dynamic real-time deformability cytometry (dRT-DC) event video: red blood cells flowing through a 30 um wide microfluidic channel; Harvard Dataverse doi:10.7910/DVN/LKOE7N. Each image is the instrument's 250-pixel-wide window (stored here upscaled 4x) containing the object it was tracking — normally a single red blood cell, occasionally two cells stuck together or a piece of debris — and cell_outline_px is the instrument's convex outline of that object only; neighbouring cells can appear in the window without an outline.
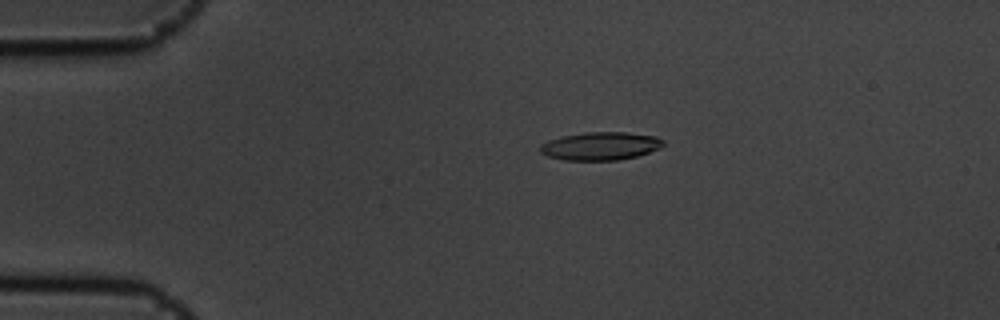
{"species": "common noctule bat (a hibernating species)", "species_latin": "Nyctalus noctula", "temperature_condition": "cold", "stored_images_in_passage": 8, "camera_frame_rate_fps": 3000, "um_per_image_px": 0.085, "animal": {"sex": "male", "body_mass_g": 19.5, "forearm_length_mm": 54.6}, "frame": {"image": 1, "passage_image": 4, "time_ms": 1.0, "image_size_px": [1000, 320], "cell_outline_px": [[664, 144], [660, 148], [636, 156], [616, 160], [564, 160], [548, 156], [540, 152], [540, 144], [548, 140], [560, 136], [584, 132], [624, 132], [656, 136], [664, 140]], "centroid_in_image_um": [51.01, 12.4], "position_along_channel_um": 34.0, "area_um2": 20.17}}
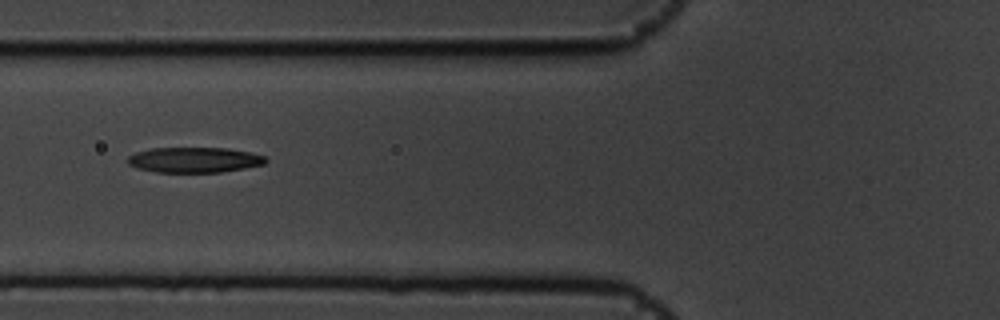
{"frame": {"image": 2, "passage_image": 7, "time_ms": 2.0, "image_size_px": [1000, 320], "cell_outline_px": [[268, 160], [264, 164], [244, 168], [220, 172], [156, 172], [136, 168], [128, 164], [128, 156], [136, 152], [152, 148], [228, 148], [248, 152], [264, 156]], "centroid_in_image_um": [16.49, 13.59], "position_along_channel_um": 109.3, "area_um2": 20.29}}
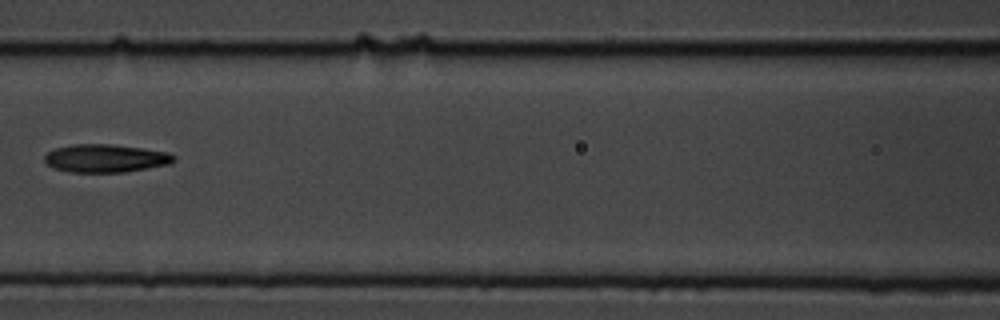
{"frame": {"image": 3, "passage_image": 8, "time_ms": 2.333, "image_size_px": [1000, 320], "cell_outline_px": [[176, 160], [172, 164], [124, 172], [68, 172], [52, 168], [44, 160], [44, 156], [48, 152], [56, 148], [72, 144], [108, 144], [140, 148], [168, 152], [176, 156]], "centroid_in_image_um": [8.98, 13.46], "position_along_channel_um": 157.6, "area_um2": 21.21}}